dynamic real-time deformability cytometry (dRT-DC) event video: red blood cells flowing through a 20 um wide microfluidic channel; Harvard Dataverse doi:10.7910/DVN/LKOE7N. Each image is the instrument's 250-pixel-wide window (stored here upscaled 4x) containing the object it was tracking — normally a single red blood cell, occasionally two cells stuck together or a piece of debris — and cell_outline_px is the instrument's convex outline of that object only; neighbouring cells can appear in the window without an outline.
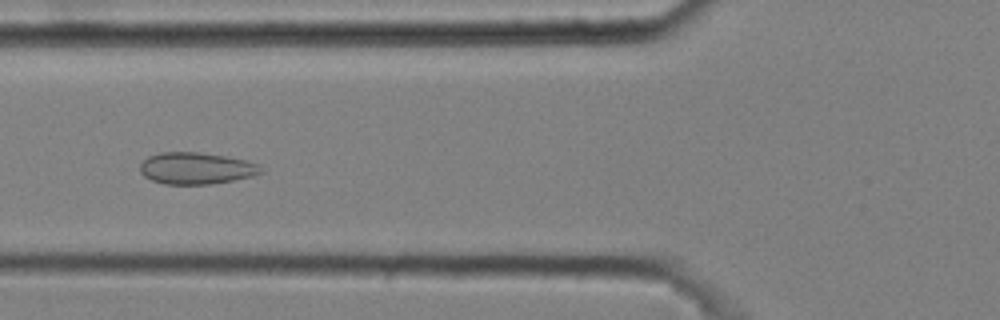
{"species": "common noctule bat (a hibernating species)", "species_latin": "Nyctalus noctula", "temperature_condition": "cold", "stored_images_in_passage": 39, "camera_frame_rate_fps": 3000, "um_per_image_px": 0.085, "animal": {"sex": "male", "body_mass_g": 20.4}, "frame": {"image": 1, "passage_image": 7, "time_ms": 2.0, "image_size_px": [1000, 320], "cell_outline_px": [[264, 172], [252, 176], [212, 184], [164, 184], [152, 180], [144, 176], [140, 172], [140, 164], [148, 156], [160, 152], [196, 152], [224, 156], [244, 160], [260, 164]], "centroid_in_image_um": [16.67, 14.3], "position_along_channel_um": 109.1, "area_um2": 22.31}}
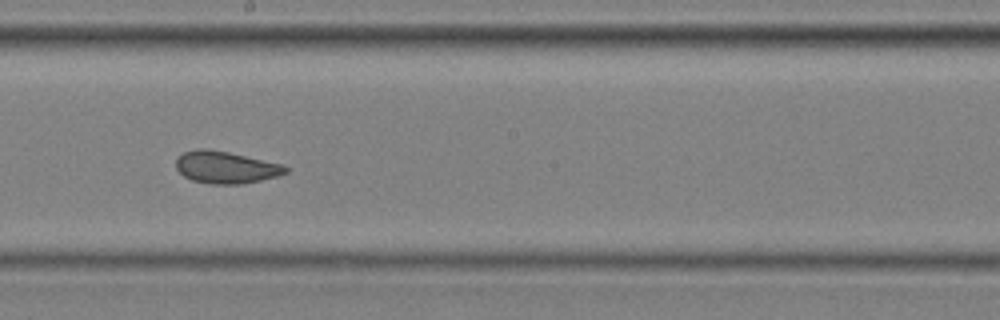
{"frame": {"image": 2, "passage_image": 17, "time_ms": 5.333, "image_size_px": [1000, 320], "cell_outline_px": [[288, 172], [276, 176], [260, 180], [240, 184], [212, 184], [192, 180], [184, 176], [176, 168], [176, 156], [184, 152], [196, 148], [204, 148], [228, 152], [284, 164], [288, 168]], "centroid_in_image_um": [19.17, 14.21], "position_along_channel_um": 229.0, "area_um2": 20.52}}
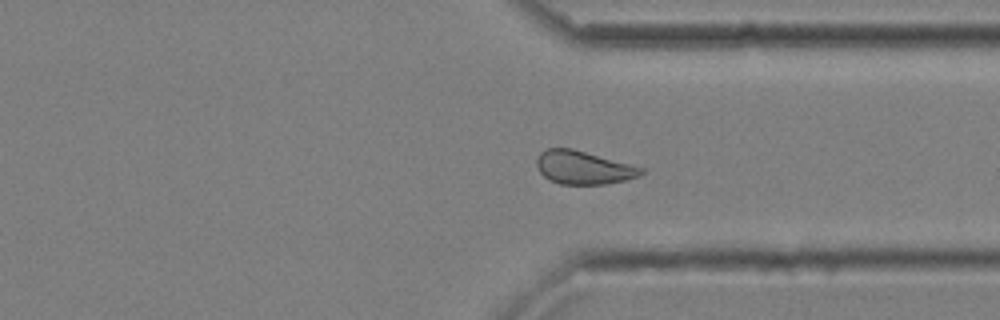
{"frame": {"image": 3, "passage_image": 28, "time_ms": 9.0, "image_size_px": [1000, 320], "cell_outline_px": [[644, 172], [640, 176], [624, 180], [604, 184], [560, 184], [548, 180], [540, 172], [536, 164], [536, 160], [540, 152], [548, 148], [572, 148], [644, 168]], "centroid_in_image_um": [49.56, 14.24], "position_along_channel_um": 361.8, "area_um2": 20.17}, "authors_computed_cell_mechanics": {"area_um2": 20.9814, "velocity_mm_per_s": 3.6015, "shape_relaxation_time_tau1_ms": null, "shape_relaxation_time_tau2_ms": 0.783, "deformation_change_tau1": null, "deformation_change_tau2": 0.0621}}